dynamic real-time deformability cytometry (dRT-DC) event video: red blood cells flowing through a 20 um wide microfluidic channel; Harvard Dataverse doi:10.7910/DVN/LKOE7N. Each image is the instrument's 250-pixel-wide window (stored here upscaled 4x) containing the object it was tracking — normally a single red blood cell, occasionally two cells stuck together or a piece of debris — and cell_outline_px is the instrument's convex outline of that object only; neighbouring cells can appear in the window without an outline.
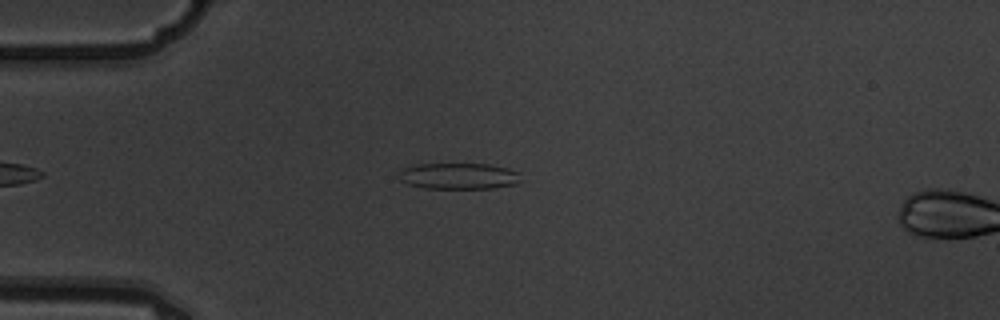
{"species": "common noctule bat (a hibernating species)", "species_latin": "Nyctalus noctula", "temperature_condition": "warm", "stored_images_in_passage": 6, "camera_frame_rate_fps": 3000, "um_per_image_px": 0.085, "animal": {"sex": "male", "body_mass_g": 19.5, "forearm_length_mm": 54.6}, "frame": {"image": 1, "passage_image": 5, "time_ms": 1.333, "image_size_px": [1000, 320], "cell_outline_px": [[520, 180], [516, 184], [496, 188], [424, 188], [408, 184], [400, 180], [396, 176], [396, 172], [404, 168], [416, 164], [488, 164], [508, 168], [520, 172]], "centroid_in_image_um": [38.97, 14.96], "position_along_channel_um": 46.0, "area_um2": 18.84}}